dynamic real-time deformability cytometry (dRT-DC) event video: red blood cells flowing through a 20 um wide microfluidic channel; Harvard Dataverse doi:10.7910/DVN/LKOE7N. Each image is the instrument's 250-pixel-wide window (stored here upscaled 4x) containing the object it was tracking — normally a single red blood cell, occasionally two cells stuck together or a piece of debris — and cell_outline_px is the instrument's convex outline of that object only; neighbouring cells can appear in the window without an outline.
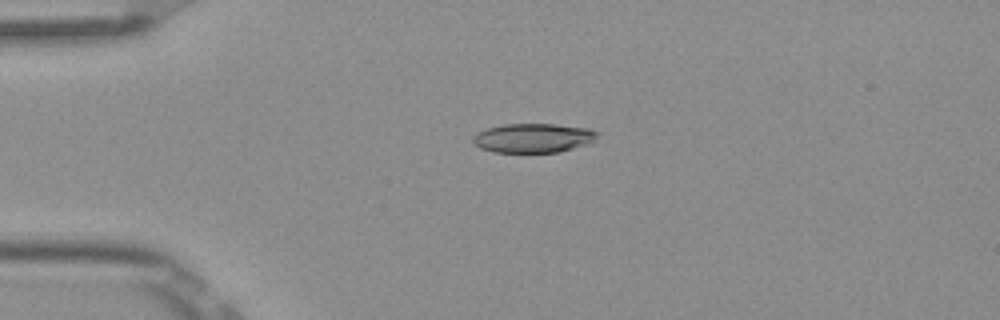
{"species": "Egyptian fruit bat (a non-hibernating species)", "species_latin": "Rousettus aegyptiacus", "temperature_condition": "room temperature", "stored_images_in_passage": 5, "camera_frame_rate_fps": 3000, "um_per_image_px": 0.085, "frame": {"image": 1, "passage_image": 5, "time_ms": 1.333, "image_size_px": [1000, 320], "cell_outline_px": [[596, 136], [592, 140], [584, 144], [572, 148], [556, 152], [492, 152], [480, 148], [472, 140], [472, 136], [476, 132], [488, 128], [504, 124], [556, 124], [588, 128], [596, 132]], "centroid_in_image_um": [45.24, 11.72], "position_along_channel_um": 39.8, "area_um2": 20.87}}